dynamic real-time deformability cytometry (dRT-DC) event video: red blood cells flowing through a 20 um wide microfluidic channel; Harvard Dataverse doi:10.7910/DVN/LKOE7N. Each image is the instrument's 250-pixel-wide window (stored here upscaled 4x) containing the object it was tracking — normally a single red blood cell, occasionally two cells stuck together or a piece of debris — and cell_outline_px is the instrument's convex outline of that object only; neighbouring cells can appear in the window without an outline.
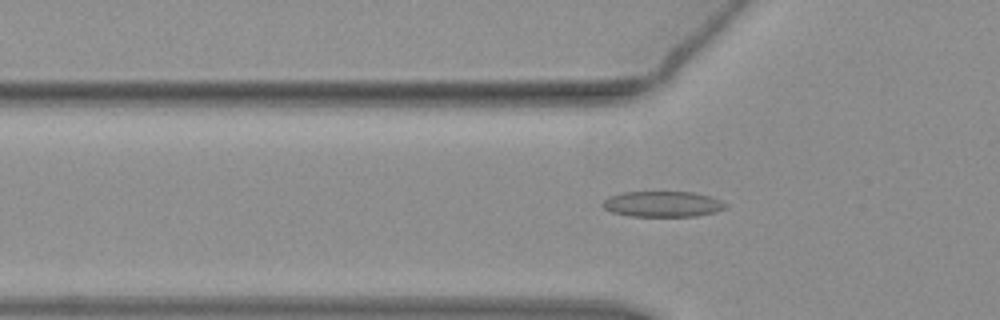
{"species": "common noctule bat (a hibernating species)", "species_latin": "Nyctalus noctula", "temperature_condition": "warm", "stored_images_in_passage": 39, "camera_frame_rate_fps": 3000, "um_per_image_px": 0.085, "animal": {"sex": "female", "body_mass_g": 19.3, "forearm_length_mm": 54.1}, "frame": {"image": 1, "passage_image": 3, "time_ms": 0.667, "image_size_px": [1000, 320], "cell_outline_px": [[728, 204], [724, 208], [716, 212], [696, 216], [628, 216], [612, 212], [604, 208], [600, 204], [608, 196], [624, 192], [692, 192], [712, 196]], "centroid_in_image_um": [56.31, 17.34], "position_along_channel_um": 69.5, "area_um2": 18.5}}
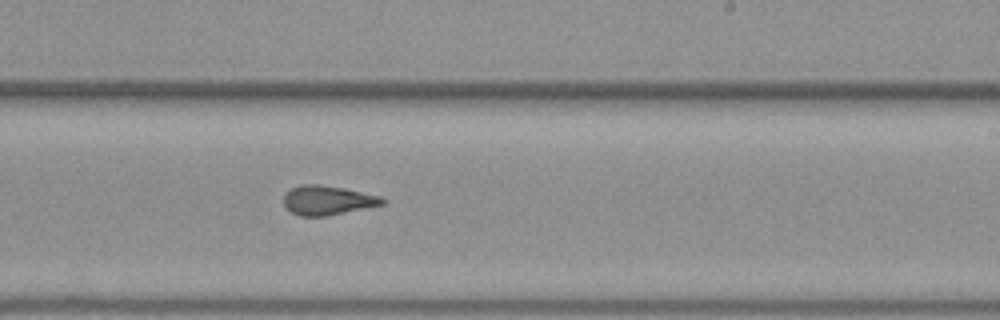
{"frame": {"image": 2, "passage_image": 18, "time_ms": 5.667, "image_size_px": [1000, 320], "cell_outline_px": [[388, 200], [384, 204], [328, 216], [300, 216], [292, 212], [284, 204], [284, 196], [292, 188], [300, 184], [316, 184], [344, 188], [380, 196]], "centroid_in_image_um": [27.87, 17.02], "position_along_channel_um": 261.1, "area_um2": 16.76}}
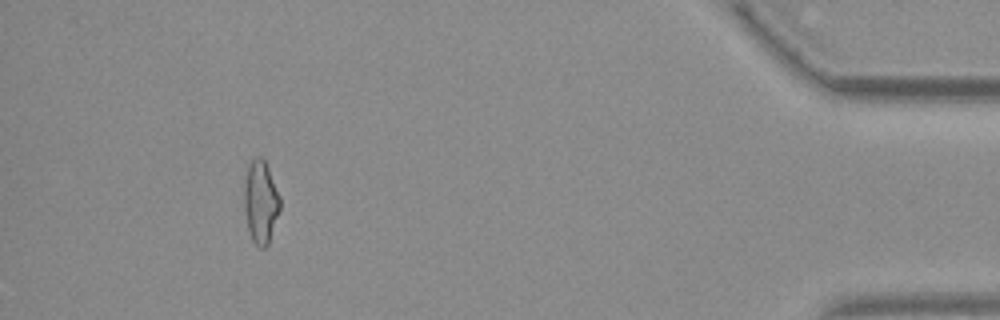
{"frame": {"image": 3, "passage_image": 35, "time_ms": 11.333, "image_size_px": [1000, 320], "cell_outline_px": [[280, 208], [268, 244], [264, 248], [260, 248], [252, 240], [248, 228], [244, 212], [244, 180], [248, 164], [256, 156], [260, 156], [264, 160], [268, 168], [280, 196]], "centroid_in_image_um": [22.14, 17.15], "position_along_channel_um": 413.1, "area_um2": 17.28}, "authors_computed_cell_mechanics": {"area_um2": 17.1088, "velocity_mm_per_s": 3.8238, "shape_relaxation_time_tau1_ms": null, "shape_relaxation_time_tau2_ms": 1.7964, "deformation_change_tau1": null, "deformation_change_tau2": 0.0802}}